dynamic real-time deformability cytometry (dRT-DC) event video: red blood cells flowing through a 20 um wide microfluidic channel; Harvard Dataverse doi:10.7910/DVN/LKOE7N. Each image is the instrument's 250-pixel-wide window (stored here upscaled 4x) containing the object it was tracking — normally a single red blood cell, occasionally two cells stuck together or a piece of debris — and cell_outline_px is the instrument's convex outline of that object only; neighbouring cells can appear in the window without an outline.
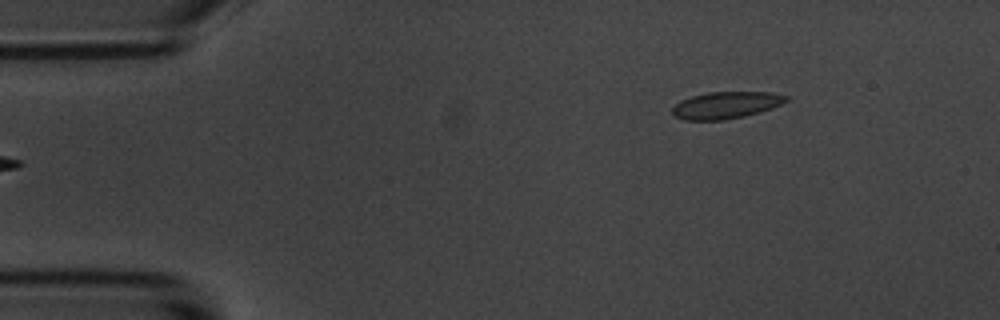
{"species": "common noctule bat (a hibernating species)", "species_latin": "Nyctalus noctula", "temperature_condition": "room temperature", "stored_images_in_passage": 6, "camera_frame_rate_fps": 3000, "um_per_image_px": 0.085, "animal": {"sex": "male", "body_mass_g": 20.1, "forearm_length_mm": 53.5}, "frame": {"image": 1, "passage_image": 6, "time_ms": 5.667, "image_size_px": [1000, 320], "cell_outline_px": [[788, 100], [772, 108], [744, 116], [724, 120], [684, 120], [672, 116], [672, 108], [680, 100], [692, 96], [708, 92], [772, 92], [788, 96]], "centroid_in_image_um": [61.67, 8.94], "position_along_channel_um": 23.3, "area_um2": 17.86}}